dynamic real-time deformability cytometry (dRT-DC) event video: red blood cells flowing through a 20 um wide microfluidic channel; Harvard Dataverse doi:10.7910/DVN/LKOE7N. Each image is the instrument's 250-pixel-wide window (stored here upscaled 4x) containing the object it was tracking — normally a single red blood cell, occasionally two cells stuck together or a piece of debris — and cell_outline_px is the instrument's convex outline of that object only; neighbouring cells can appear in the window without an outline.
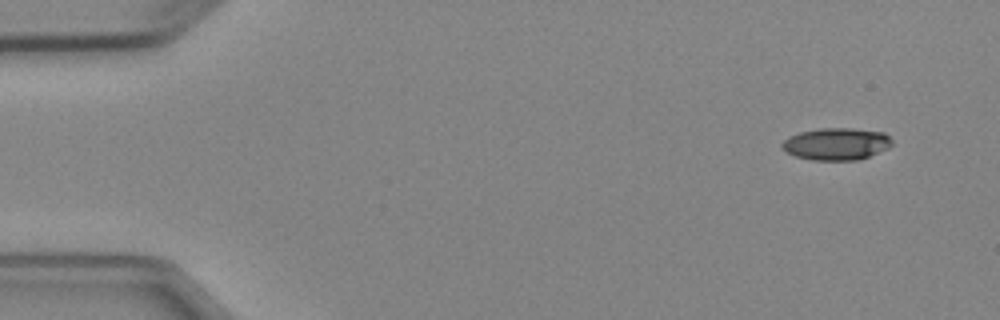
{"species": "Egyptian fruit bat (a non-hibernating species)", "species_latin": "Rousettus aegyptiacus", "temperature_condition": "cold", "stored_images_in_passage": 4, "camera_frame_rate_fps": 3000, "um_per_image_px": 0.085, "animal": {"sex": "female"}, "frame": {"image": 1, "passage_image": 1, "time_ms": 0.0, "image_size_px": [1000, 320], "cell_outline_px": [[892, 144], [888, 148], [868, 156], [856, 160], [812, 160], [796, 156], [780, 148], [780, 144], [788, 136], [800, 132], [820, 128], [852, 128], [884, 132], [892, 140]], "centroid_in_image_um": [71.07, 12.22], "position_along_channel_um": 13.9, "area_um2": 20.58}}